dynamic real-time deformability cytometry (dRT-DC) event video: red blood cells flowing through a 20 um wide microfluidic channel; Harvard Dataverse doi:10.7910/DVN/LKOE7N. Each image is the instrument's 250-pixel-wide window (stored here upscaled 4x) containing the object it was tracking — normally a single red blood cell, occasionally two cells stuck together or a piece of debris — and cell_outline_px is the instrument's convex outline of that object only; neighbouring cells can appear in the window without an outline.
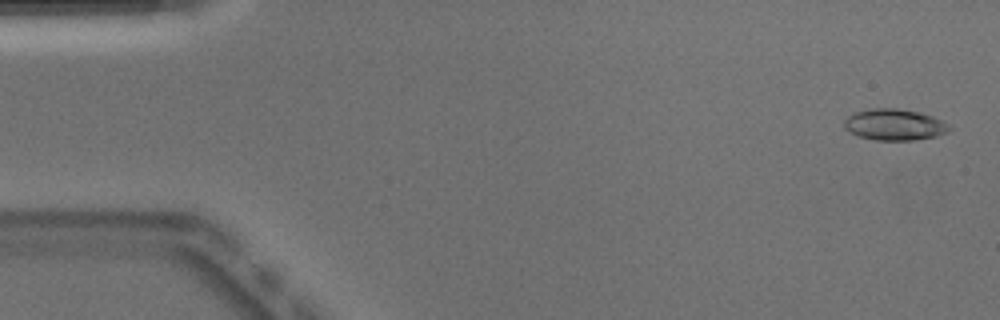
{"species": "Egyptian fruit bat (a non-hibernating species)", "species_latin": "Rousettus aegyptiacus", "temperature_condition": "warm", "stored_images_in_passage": 51, "camera_frame_rate_fps": 3000, "um_per_image_px": 0.085, "animal": {"sex": "male"}, "frame": {"image": 1, "passage_image": 2, "time_ms": 0.333, "image_size_px": [1000, 320], "cell_outline_px": [[952, 128], [948, 132], [936, 136], [912, 140], [876, 140], [856, 136], [848, 132], [844, 128], [844, 120], [848, 116], [856, 112], [872, 108], [896, 108], [920, 112], [932, 116], [948, 124]], "centroid_in_image_um": [76.0, 10.6], "position_along_channel_um": 9.0, "area_um2": 19.25}}
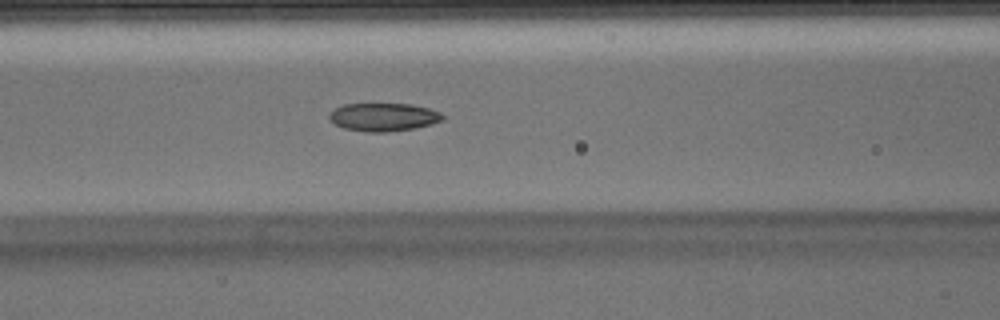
{"frame": {"image": 2, "passage_image": 21, "time_ms": 6.667, "image_size_px": [1000, 320], "cell_outline_px": [[444, 120], [432, 124], [416, 128], [384, 132], [368, 132], [344, 128], [328, 120], [328, 116], [336, 108], [344, 104], [412, 104], [428, 108], [440, 112], [444, 116]], "centroid_in_image_um": [32.62, 9.95], "position_along_channel_um": 134.0, "area_um2": 18.55}}
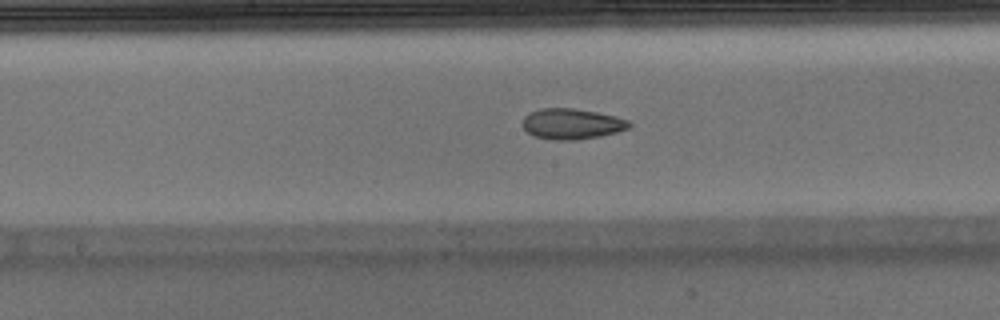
{"frame": {"image": 3, "passage_image": 26, "time_ms": 8.333, "image_size_px": [1000, 320], "cell_outline_px": [[632, 124], [628, 128], [616, 132], [600, 136], [576, 140], [556, 140], [532, 136], [524, 128], [524, 116], [540, 108], [576, 108], [616, 116], [628, 120]], "centroid_in_image_um": [48.62, 10.53], "position_along_channel_um": 199.6, "area_um2": 18.96}, "authors_computed_cell_mechanics": {"area_um2": 19.2474, "velocity_mm_per_s": 3.928, "shape_relaxation_time_tau1_ms": null, "shape_relaxation_time_tau2_ms": 3.7332, "deformation_change_tau1": null, "deformation_change_tau2": 0.1072}}